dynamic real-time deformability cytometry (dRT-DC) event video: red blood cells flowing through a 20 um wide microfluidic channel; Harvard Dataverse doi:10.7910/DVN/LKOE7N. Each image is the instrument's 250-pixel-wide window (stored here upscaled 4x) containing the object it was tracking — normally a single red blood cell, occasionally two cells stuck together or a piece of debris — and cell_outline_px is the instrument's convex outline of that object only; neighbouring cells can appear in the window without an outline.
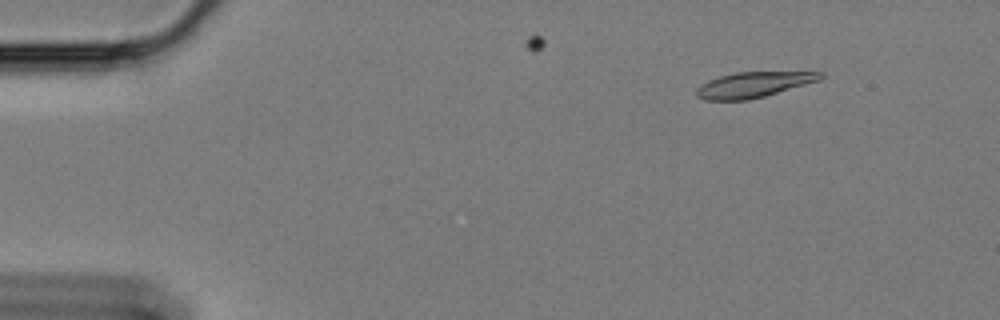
{"species": "Egyptian fruit bat (a non-hibernating species)", "species_latin": "Rousettus aegyptiacus", "temperature_condition": "cold", "stored_images_in_passage": 12, "camera_frame_rate_fps": 3000, "um_per_image_px": 0.085, "animal": {"sex": "female"}, "frame": {"image": 1, "passage_image": 7, "time_ms": 2.0, "image_size_px": [1000, 320], "cell_outline_px": [[824, 76], [820, 80], [764, 96], [748, 100], [704, 100], [696, 96], [696, 88], [700, 84], [708, 80], [720, 76], [736, 72], [824, 72]], "centroid_in_image_um": [64.01, 7.2], "position_along_channel_um": 21.0, "area_um2": 18.32}}